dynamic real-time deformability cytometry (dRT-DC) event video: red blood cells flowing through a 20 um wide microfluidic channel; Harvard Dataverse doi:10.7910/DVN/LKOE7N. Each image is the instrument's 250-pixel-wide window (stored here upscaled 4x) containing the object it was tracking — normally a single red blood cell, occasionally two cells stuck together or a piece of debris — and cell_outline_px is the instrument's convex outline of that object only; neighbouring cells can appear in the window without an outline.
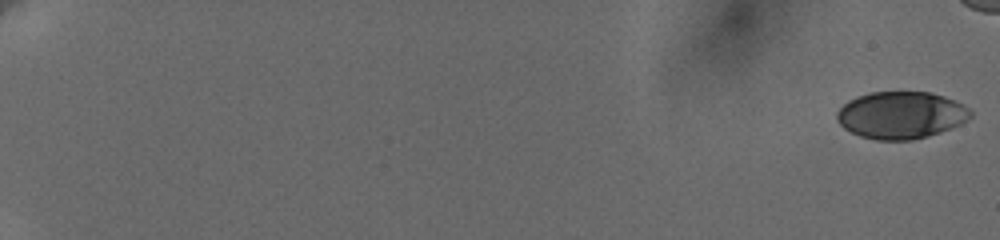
{"species": "human", "species_latin": "Homo sapiens", "temperature_condition": "cold", "stored_images_in_passage": 48, "camera_frame_rate_fps": 3000, "um_per_image_px": 0.085, "donor": {"sex": "female"}, "frame": {"image": 1, "passage_image": 1, "time_ms": 0.0, "image_size_px": [1000, 240], "cell_outline_px": [[972, 116], [960, 124], [952, 128], [940, 132], [912, 140], [876, 140], [860, 136], [844, 128], [836, 120], [836, 112], [848, 100], [856, 96], [872, 92], [928, 92], [944, 96], [964, 104], [972, 112]], "centroid_in_image_um": [76.58, 9.78], "position_along_channel_um": 8.4, "area_um2": 36.76}}
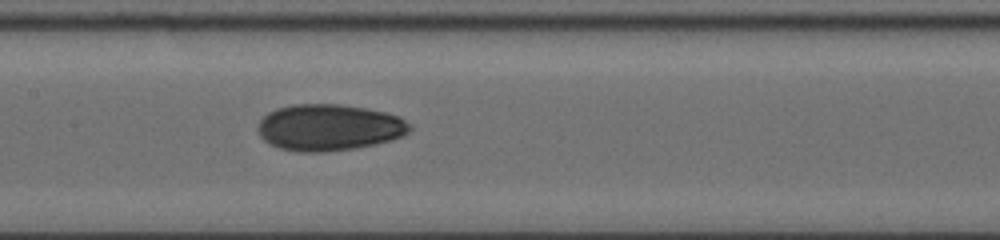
{"frame": {"image": 2, "passage_image": 28, "time_ms": 11.0, "image_size_px": [1000, 240], "cell_outline_px": [[412, 128], [404, 136], [372, 144], [352, 148], [324, 152], [296, 152], [280, 148], [268, 144], [260, 136], [256, 128], [260, 120], [268, 112], [276, 108], [292, 104], [340, 104], [364, 108], [384, 112], [400, 116], [412, 124]], "centroid_in_image_um": [27.94, 10.83], "position_along_channel_um": 179.5, "area_um2": 41.27}}
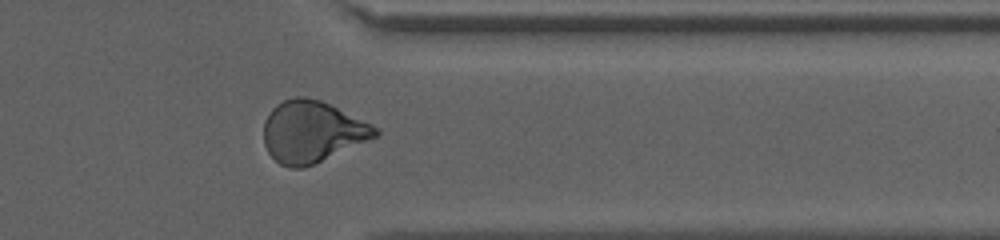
{"frame": {"image": 3, "passage_image": 42, "time_ms": 16.667, "image_size_px": [1000, 240], "cell_outline_px": [[380, 132], [376, 136], [304, 168], [288, 168], [280, 164], [268, 152], [264, 144], [264, 120], [272, 108], [276, 104], [284, 100], [296, 96], [304, 96], [320, 100], [372, 124]], "centroid_in_image_um": [26.48, 11.18], "position_along_channel_um": 384.9, "area_um2": 39.54}}